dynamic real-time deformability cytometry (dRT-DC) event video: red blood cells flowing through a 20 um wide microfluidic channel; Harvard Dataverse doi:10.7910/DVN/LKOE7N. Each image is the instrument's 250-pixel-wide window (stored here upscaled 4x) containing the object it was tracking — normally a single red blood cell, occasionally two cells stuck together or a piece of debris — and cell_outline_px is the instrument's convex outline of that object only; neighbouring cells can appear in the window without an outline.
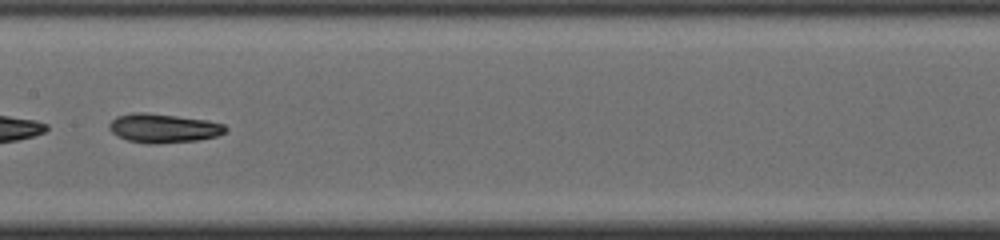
{"species": "common noctule bat (a hibernating species)", "species_latin": "Nyctalus noctula", "temperature_condition": "cold", "stored_images_in_passage": 45, "camera_frame_rate_fps": 3000, "um_per_image_px": 0.085, "animal": {"sex": "male", "body_mass_g": 19.0, "forearm_length_mm": 50.8}, "frame": {"image": 1, "passage_image": 20, "time_ms": 6.333, "image_size_px": [1000, 240], "cell_outline_px": [[228, 128], [224, 132], [216, 136], [200, 140], [160, 144], [148, 144], [128, 140], [116, 136], [108, 128], [108, 124], [116, 116], [132, 112], [144, 112], [208, 120], [224, 124]], "centroid_in_image_um": [13.87, 10.9], "position_along_channel_um": 193.5, "area_um2": 19.88}}
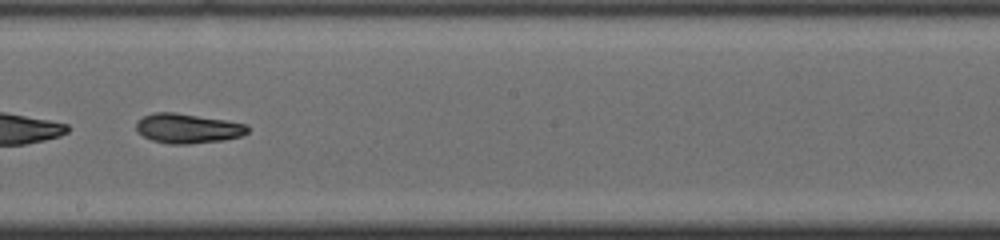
{"frame": {"image": 2, "passage_image": 23, "time_ms": 7.333, "image_size_px": [1000, 240], "cell_outline_px": [[248, 132], [240, 136], [224, 140], [188, 144], [168, 144], [152, 140], [136, 132], [136, 120], [144, 116], [156, 112], [172, 112], [224, 120], [248, 124]], "centroid_in_image_um": [15.92, 10.92], "position_along_channel_um": 232.3, "area_um2": 19.19}, "authors_computed_cell_mechanics": {"area_um2": 19.8832, "velocity_mm_per_s": 3.8999, "shape_relaxation_time_tau1_ms": 6.0306, "shape_relaxation_time_tau2_ms": 6.9106, "deformation_change_tau1": 0.1901, "deformation_change_tau2": 0.1395}}